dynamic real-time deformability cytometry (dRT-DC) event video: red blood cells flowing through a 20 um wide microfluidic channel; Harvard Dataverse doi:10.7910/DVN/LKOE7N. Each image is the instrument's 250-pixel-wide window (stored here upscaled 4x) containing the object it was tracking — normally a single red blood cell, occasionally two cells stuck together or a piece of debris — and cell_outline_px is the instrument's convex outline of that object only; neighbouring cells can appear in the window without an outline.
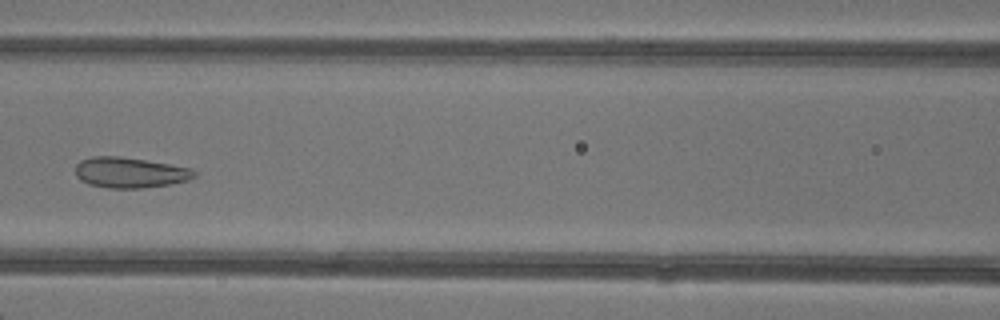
{"species": "common noctule bat (a hibernating species)", "species_latin": "Nyctalus noctula", "temperature_condition": "warm", "stored_images_in_passage": 6, "camera_frame_rate_fps": 3000, "um_per_image_px": 0.085, "animal": {"sex": "female"}, "frame": {"image": 1, "passage_image": 6, "time_ms": 6.667, "image_size_px": [1000, 320], "cell_outline_px": [[196, 176], [188, 180], [168, 184], [140, 188], [108, 188], [88, 184], [80, 180], [76, 176], [76, 164], [80, 160], [92, 156], [120, 156], [192, 168], [196, 172]], "centroid_in_image_um": [11.01, 14.66], "position_along_channel_um": 155.6, "area_um2": 21.1}}